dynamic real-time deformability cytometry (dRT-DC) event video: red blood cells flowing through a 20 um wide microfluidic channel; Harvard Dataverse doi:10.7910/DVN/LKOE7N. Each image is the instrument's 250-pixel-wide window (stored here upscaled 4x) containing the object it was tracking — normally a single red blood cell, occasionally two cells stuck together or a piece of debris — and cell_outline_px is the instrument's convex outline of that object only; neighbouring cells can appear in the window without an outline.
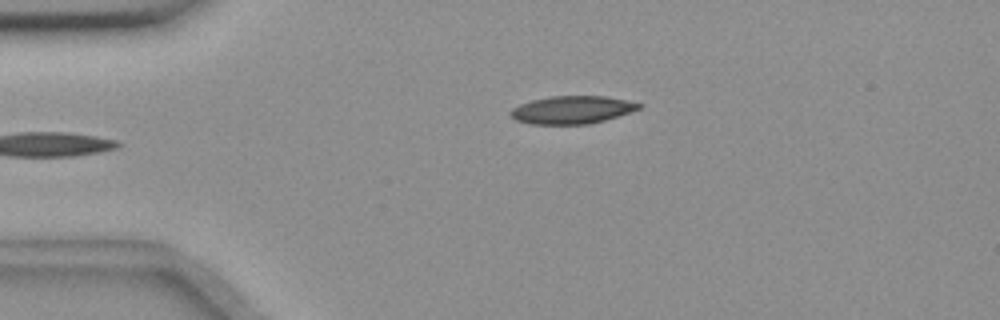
{"species": "common noctule bat (a hibernating species)", "species_latin": "Nyctalus noctula", "temperature_condition": "room temperature", "stored_images_in_passage": 4, "camera_frame_rate_fps": 3000, "um_per_image_px": 0.085, "animal": {"sex": "female", "body_mass_g": 18.4}, "frame": {"image": 1, "passage_image": 4, "time_ms": 3.333, "image_size_px": [1000, 320], "cell_outline_px": [[644, 104], [640, 108], [604, 120], [588, 124], [528, 124], [516, 120], [508, 112], [512, 108], [520, 104], [532, 100], [552, 96], [608, 96], [628, 100]], "centroid_in_image_um": [48.61, 9.33], "position_along_channel_um": 36.4, "area_um2": 20.75}}